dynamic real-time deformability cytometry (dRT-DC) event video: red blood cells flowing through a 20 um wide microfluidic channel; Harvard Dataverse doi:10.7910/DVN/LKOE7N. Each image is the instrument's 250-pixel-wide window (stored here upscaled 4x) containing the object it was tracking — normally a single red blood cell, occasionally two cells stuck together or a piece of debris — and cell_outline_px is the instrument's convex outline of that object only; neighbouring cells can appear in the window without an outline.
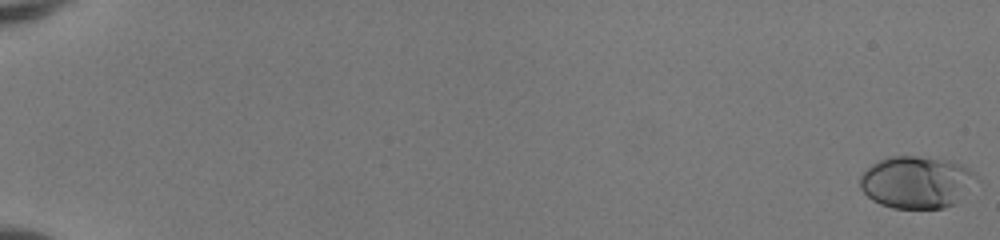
{"species": "human", "species_latin": "Homo sapiens", "temperature_condition": "room temperature", "stored_images_in_passage": 53, "camera_frame_rate_fps": 3000, "um_per_image_px": 0.085, "donor": {"sex": "female"}, "frame": {"image": 1, "passage_image": 1, "time_ms": 0.0, "image_size_px": [1000, 240], "cell_outline_px": [[972, 176], [956, 204], [944, 208], [892, 208], [880, 204], [872, 200], [860, 188], [860, 176], [872, 164], [888, 156], [916, 156], [952, 160], [968, 168]], "centroid_in_image_um": [77.79, 15.48], "position_along_channel_um": 7.2, "area_um2": 34.51}}
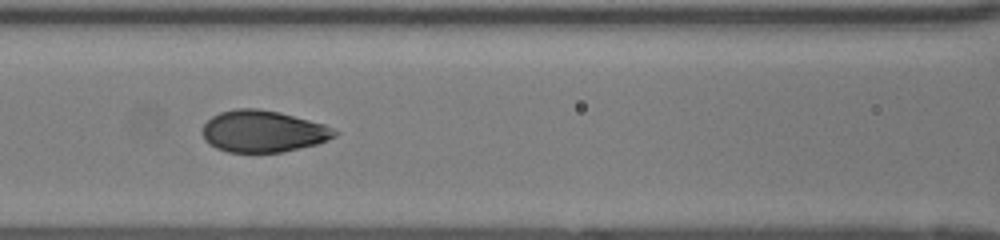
{"frame": {"image": 2, "passage_image": 27, "time_ms": 8.667, "image_size_px": [1000, 240], "cell_outline_px": [[340, 132], [336, 136], [328, 140], [316, 144], [284, 152], [228, 152], [216, 148], [208, 144], [204, 140], [204, 124], [212, 116], [220, 112], [236, 108], [256, 108], [280, 112], [324, 124]], "centroid_in_image_um": [22.37, 11.16], "position_along_channel_um": 144.2, "area_um2": 32.19}}
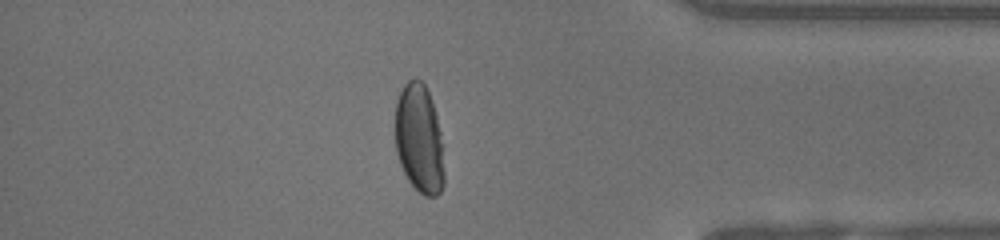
{"frame": {"image": 3, "passage_image": 47, "time_ms": 15.333, "image_size_px": [1000, 240], "cell_outline_px": [[444, 184], [440, 192], [436, 196], [424, 196], [408, 180], [400, 164], [396, 152], [396, 100], [404, 84], [408, 80], [420, 80], [424, 84], [428, 92], [436, 116], [440, 132], [444, 172]], "centroid_in_image_um": [35.63, 11.83], "position_along_channel_um": 399.6, "area_um2": 30.75}, "authors_computed_cell_mechanics": {"area_um2": 32.5992, "velocity_mm_per_s": 4.1031, "shape_relaxation_time_tau1_ms": 4.2694, "shape_relaxation_time_tau2_ms": null, "deformation_change_tau1": 0.1956, "deformation_change_tau2": null}}